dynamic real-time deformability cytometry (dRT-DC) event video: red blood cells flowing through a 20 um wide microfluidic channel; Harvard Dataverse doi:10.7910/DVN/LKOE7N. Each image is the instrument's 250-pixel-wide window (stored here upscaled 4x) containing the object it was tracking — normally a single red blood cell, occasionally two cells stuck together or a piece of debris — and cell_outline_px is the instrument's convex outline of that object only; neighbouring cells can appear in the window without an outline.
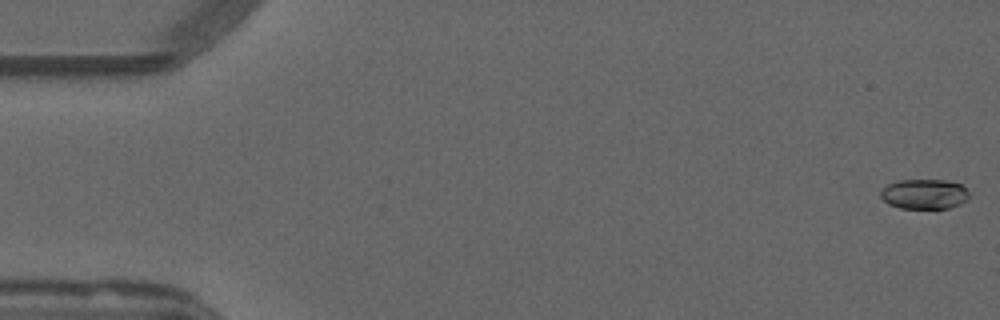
{"species": "common noctule bat (a hibernating species)", "species_latin": "Nyctalus noctula", "temperature_condition": "warm", "stored_images_in_passage": 45, "camera_frame_rate_fps": 3000, "um_per_image_px": 0.085, "animal": {"sex": "male", "forearm_length_mm": 52.5}, "frame": {"image": 1, "passage_image": 1, "time_ms": 0.0, "image_size_px": [1000, 320], "cell_outline_px": [[968, 200], [960, 204], [948, 208], [900, 208], [888, 204], [880, 196], [880, 192], [888, 184], [900, 180], [944, 180], [960, 184], [968, 192]], "centroid_in_image_um": [78.56, 16.5], "position_along_channel_um": 6.4, "area_um2": 15.32}}
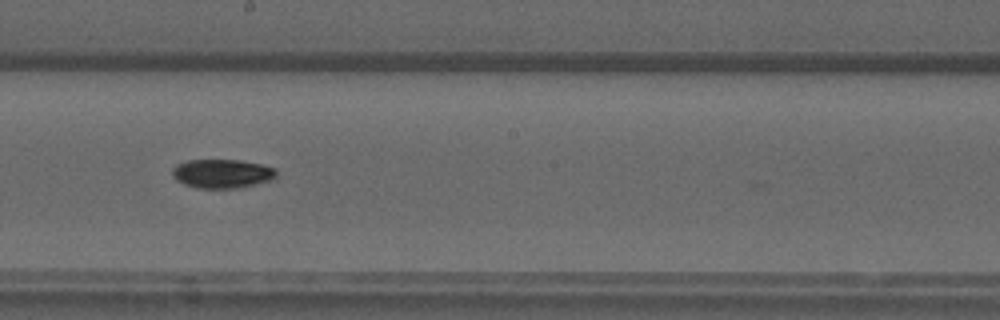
{"frame": {"image": 2, "passage_image": 30, "time_ms": 9.667, "image_size_px": [1000, 320], "cell_outline_px": [[276, 176], [272, 180], [240, 188], [196, 188], [184, 184], [176, 180], [172, 176], [172, 168], [176, 164], [188, 160], [240, 160], [264, 164], [276, 168]], "centroid_in_image_um": [18.89, 14.75], "position_along_channel_um": 229.3, "area_um2": 17.8}}
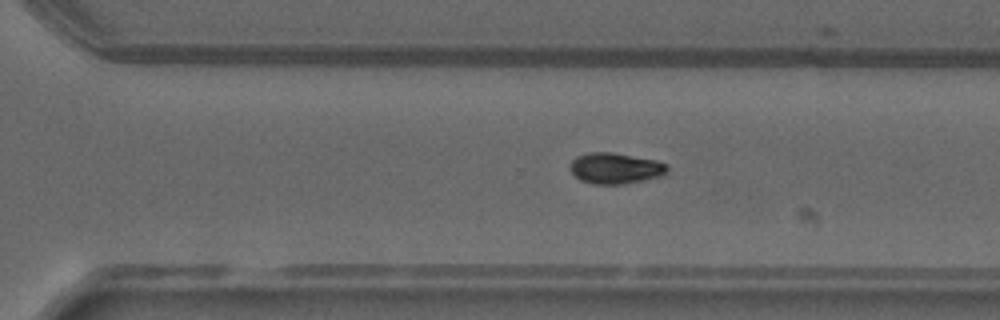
{"frame": {"image": 3, "passage_image": 37, "time_ms": 12.0, "image_size_px": [1000, 320], "cell_outline_px": [[668, 172], [660, 176], [644, 180], [624, 184], [592, 184], [580, 180], [568, 168], [568, 164], [576, 156], [588, 152], [612, 152], [656, 160], [668, 164]], "centroid_in_image_um": [52.28, 14.3], "position_along_channel_um": 318.3, "area_um2": 17.74}}